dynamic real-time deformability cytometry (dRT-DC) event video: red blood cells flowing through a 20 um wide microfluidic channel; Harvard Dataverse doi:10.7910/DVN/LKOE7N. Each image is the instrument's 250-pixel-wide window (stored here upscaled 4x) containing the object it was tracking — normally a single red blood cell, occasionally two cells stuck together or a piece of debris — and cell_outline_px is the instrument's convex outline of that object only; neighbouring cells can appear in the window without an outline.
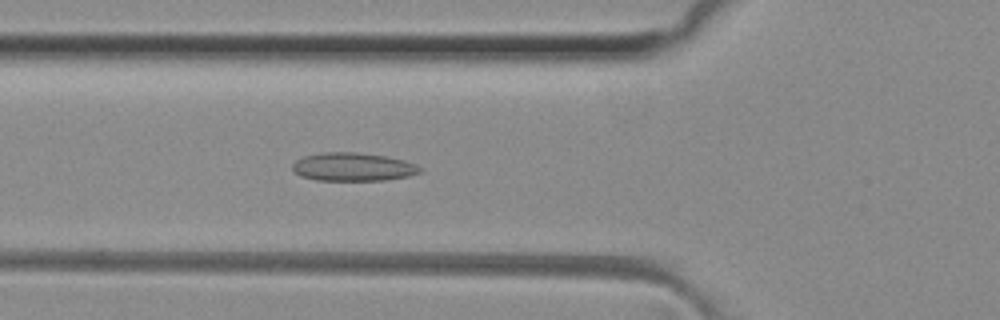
{"species": "common noctule bat (a hibernating species)", "species_latin": "Nyctalus noctula", "temperature_condition": "room temperature", "stored_images_in_passage": 40, "camera_frame_rate_fps": 3000, "um_per_image_px": 0.085, "animal": {"sex": "female", "body_mass_g": 29.2, "forearm_length_mm": 56.3}, "frame": {"image": 1, "passage_image": 8, "time_ms": 2.333, "image_size_px": [1000, 320], "cell_outline_px": [[424, 168], [420, 172], [408, 176], [384, 180], [316, 180], [300, 176], [292, 168], [292, 164], [296, 160], [304, 156], [320, 152], [356, 152], [388, 156], [404, 160], [416, 164]], "centroid_in_image_um": [30.02, 14.17], "position_along_channel_um": 95.8, "area_um2": 21.15}}
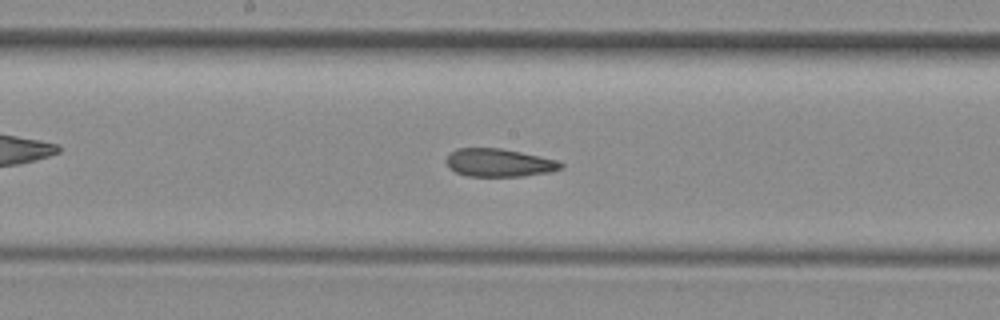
{"frame": {"image": 2, "passage_image": 16, "time_ms": 5.0, "image_size_px": [1000, 320], "cell_outline_px": [[564, 168], [552, 172], [524, 176], [464, 176], [448, 168], [444, 160], [456, 148], [500, 148], [560, 160], [564, 164]], "centroid_in_image_um": [42.44, 13.84], "position_along_channel_um": 205.8, "area_um2": 19.02}}
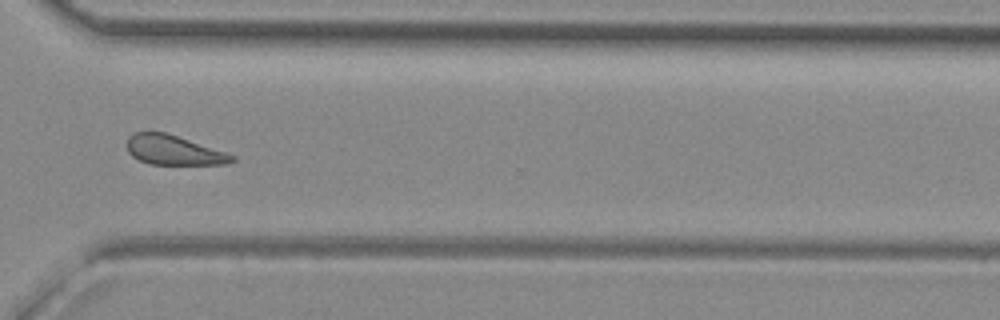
{"frame": {"image": 3, "passage_image": 27, "time_ms": 8.667, "image_size_px": [1000, 320], "cell_outline_px": [[236, 160], [228, 164], [148, 164], [132, 156], [128, 152], [128, 136], [136, 132], [164, 132], [236, 156]], "centroid_in_image_um": [14.74, 12.77], "position_along_channel_um": 355.9, "area_um2": 17.74}, "authors_computed_cell_mechanics": {"area_um2": 19.6231, "velocity_mm_per_s": 4.1021, "shape_relaxation_time_tau1_ms": null, "shape_relaxation_time_tau2_ms": 2.0723, "deformation_change_tau1": null, "deformation_change_tau2": 0.0717}}